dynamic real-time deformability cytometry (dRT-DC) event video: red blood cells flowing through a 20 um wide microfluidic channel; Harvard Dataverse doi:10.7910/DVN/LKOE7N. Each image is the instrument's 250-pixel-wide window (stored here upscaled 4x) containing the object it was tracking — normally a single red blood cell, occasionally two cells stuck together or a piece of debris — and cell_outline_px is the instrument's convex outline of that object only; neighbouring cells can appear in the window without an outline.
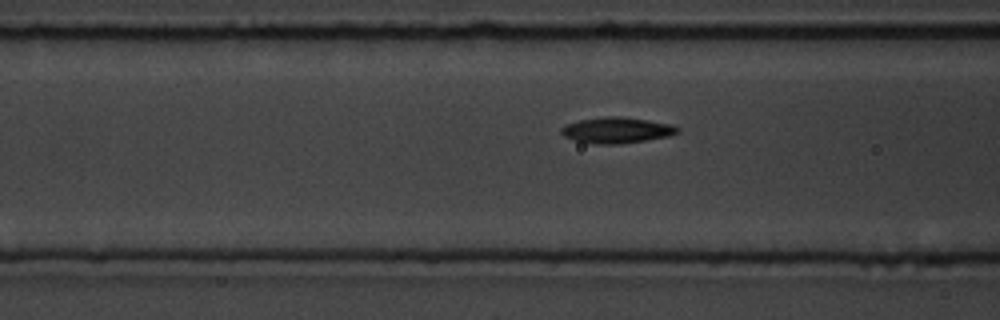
{"species": "common noctule bat (a hibernating species)", "species_latin": "Nyctalus noctula", "temperature_condition": "room temperature", "stored_images_in_passage": 6, "camera_frame_rate_fps": 3000, "um_per_image_px": 0.085, "animal": {"sex": "male", "body_mass_g": 19.5, "forearm_length_mm": 54.6}, "frame": {"image": 1, "passage_image": 4, "time_ms": 1.0, "image_size_px": [1000, 320], "cell_outline_px": [[680, 132], [668, 136], [644, 140], [616, 144], [596, 144], [576, 140], [564, 136], [560, 132], [560, 128], [564, 124], [580, 120], [604, 116], [620, 116], [648, 120], [672, 124], [680, 128]], "centroid_in_image_um": [52.41, 11.05], "position_along_channel_um": 114.2, "area_um2": 17.51}}